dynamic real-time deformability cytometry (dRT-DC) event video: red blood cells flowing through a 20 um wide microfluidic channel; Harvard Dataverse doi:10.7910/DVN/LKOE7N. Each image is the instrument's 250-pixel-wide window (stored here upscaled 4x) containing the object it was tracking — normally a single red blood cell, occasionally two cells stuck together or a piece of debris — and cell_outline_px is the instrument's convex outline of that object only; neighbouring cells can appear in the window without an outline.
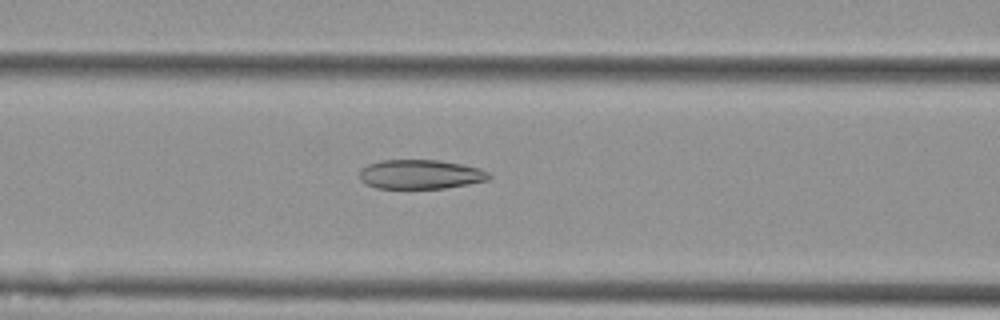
{"species": "Egyptian fruit bat (a non-hibernating species)", "species_latin": "Rousettus aegyptiacus", "temperature_condition": "cold", "stored_images_in_passage": 56, "camera_frame_rate_fps": 3000, "um_per_image_px": 0.085, "animal": {"sex": "female"}, "frame": {"image": 1, "passage_image": 23, "time_ms": 7.333, "image_size_px": [1000, 320], "cell_outline_px": [[492, 176], [488, 180], [468, 184], [444, 188], [376, 188], [364, 184], [360, 180], [360, 168], [368, 164], [380, 160], [440, 160], [480, 168], [488, 172]], "centroid_in_image_um": [35.71, 14.82], "position_along_channel_um": 130.9, "area_um2": 22.2}}
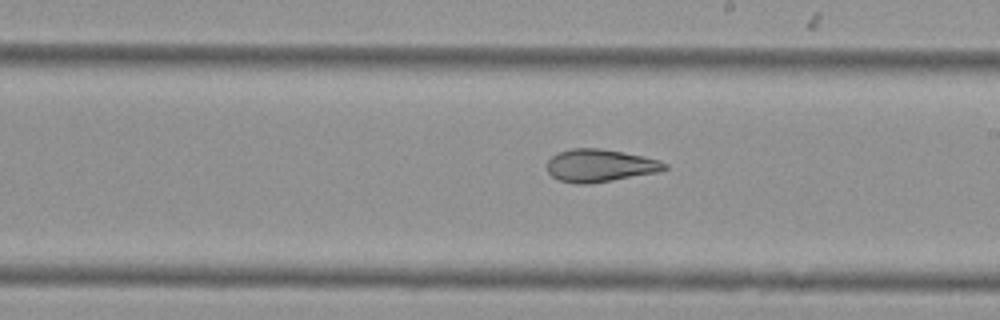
{"frame": {"image": 2, "passage_image": 32, "time_ms": 10.333, "image_size_px": [1000, 320], "cell_outline_px": [[668, 168], [656, 172], [612, 180], [588, 184], [576, 184], [560, 180], [552, 176], [548, 172], [548, 160], [552, 156], [560, 152], [572, 148], [600, 148], [644, 156], [660, 160], [668, 164]], "centroid_in_image_um": [51.0, 14.07], "position_along_channel_um": 238.0, "area_um2": 22.2}}
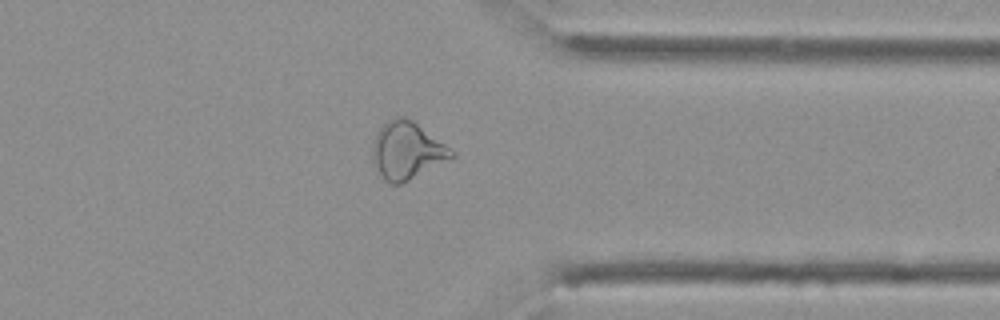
{"frame": {"image": 3, "passage_image": 44, "time_ms": 14.333, "image_size_px": [1000, 320], "cell_outline_px": [[456, 156], [400, 184], [392, 184], [384, 180], [376, 168], [372, 160], [372, 144], [376, 132], [388, 120], [396, 116], [404, 116], [412, 120], [452, 148], [456, 152]], "centroid_in_image_um": [34.58, 12.78], "position_along_channel_um": 376.8, "area_um2": 26.41}, "authors_computed_cell_mechanics": {"area_um2": 27.1949, "velocity_mm_per_s": 3.5871, "shape_relaxation_time_tau1_ms": null, "shape_relaxation_time_tau2_ms": 2.7341, "deformation_change_tau1": null, "deformation_change_tau2": 0.1004}}